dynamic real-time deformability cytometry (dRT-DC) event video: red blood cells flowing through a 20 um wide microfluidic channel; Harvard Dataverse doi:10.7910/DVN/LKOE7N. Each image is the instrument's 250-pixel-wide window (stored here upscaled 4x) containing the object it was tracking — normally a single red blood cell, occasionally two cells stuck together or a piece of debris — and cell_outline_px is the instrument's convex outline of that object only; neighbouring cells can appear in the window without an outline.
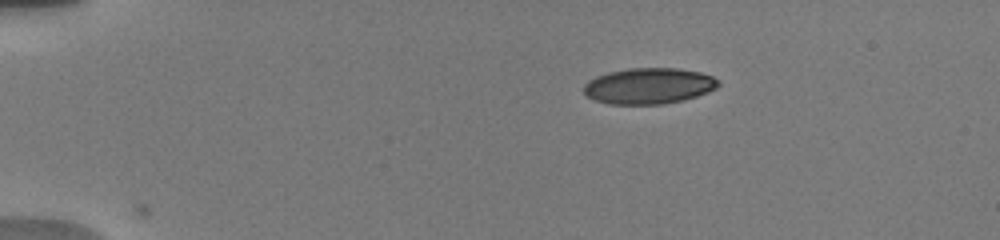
{"species": "human", "species_latin": "Homo sapiens", "temperature_condition": "warm", "stored_images_in_passage": 20, "camera_frame_rate_fps": 3000, "um_per_image_px": 0.085, "donor": {"sex": "male"}, "frame": {"image": 1, "passage_image": 1, "time_ms": 0.0, "image_size_px": [1000, 240], "cell_outline_px": [[720, 84], [716, 88], [708, 92], [684, 100], [664, 104], [608, 104], [592, 100], [584, 92], [584, 84], [588, 80], [596, 76], [608, 72], [628, 68], [676, 68], [700, 72], [712, 76], [720, 80]], "centroid_in_image_um": [55.14, 7.3], "position_along_channel_um": 29.9, "area_um2": 28.44}}
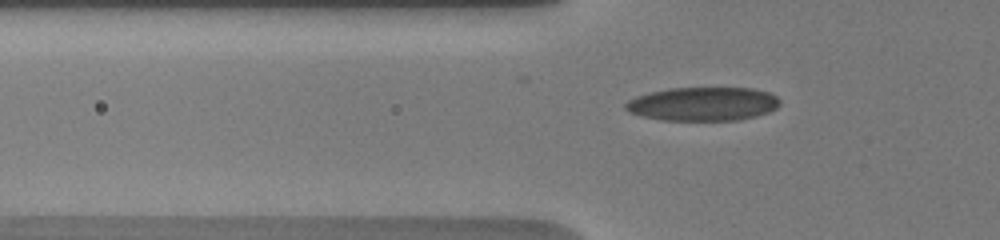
{"frame": {"image": 2, "passage_image": 15, "time_ms": 3.0, "image_size_px": [1000, 240], "cell_outline_px": [[780, 104], [776, 108], [768, 112], [756, 116], [740, 120], [660, 120], [640, 116], [628, 112], [624, 108], [624, 104], [628, 100], [636, 96], [668, 88], [752, 88], [768, 92], [776, 96], [780, 100]], "centroid_in_image_um": [59.73, 8.84], "position_along_channel_um": 66.1, "area_um2": 30.46}}
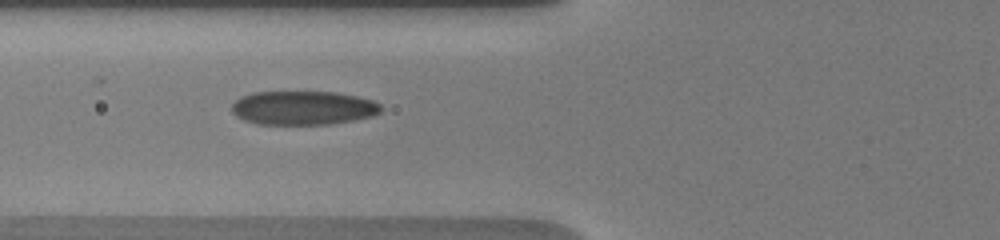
{"frame": {"image": 3, "passage_image": 19, "time_ms": 4.0, "image_size_px": [1000, 240], "cell_outline_px": [[384, 108], [380, 112], [372, 116], [352, 120], [328, 124], [256, 124], [244, 120], [236, 116], [232, 112], [232, 104], [240, 96], [252, 92], [336, 92], [356, 96], [372, 100], [380, 104]], "centroid_in_image_um": [25.75, 9.16], "position_along_channel_um": 100.1, "area_um2": 29.54}}